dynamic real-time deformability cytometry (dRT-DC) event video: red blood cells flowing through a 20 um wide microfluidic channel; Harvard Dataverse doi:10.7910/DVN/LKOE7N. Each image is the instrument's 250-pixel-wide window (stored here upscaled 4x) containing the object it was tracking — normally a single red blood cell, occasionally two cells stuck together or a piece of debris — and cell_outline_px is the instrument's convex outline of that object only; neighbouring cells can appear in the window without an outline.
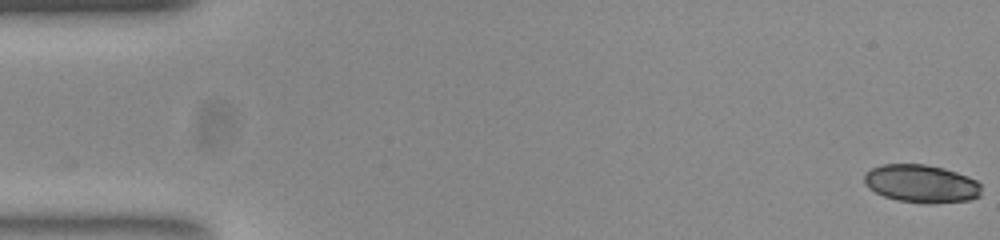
{"species": "common noctule bat (a hibernating species)", "species_latin": "Nyctalus noctula", "temperature_condition": "room temperature", "stored_images_in_passage": 41, "segment_of_instrument_passage": [1, 2], "camera_frame_rate_fps": 3000, "um_per_image_px": 0.085, "animal": {"sex": "female", "body_mass_g": 23.0, "forearm_length_mm": 53.4}, "frame": {"image": 1, "passage_image": 1, "time_ms": 0.0, "image_size_px": [1000, 240], "cell_outline_px": [[980, 196], [968, 200], [896, 200], [884, 196], [868, 188], [864, 184], [864, 176], [872, 168], [880, 164], [924, 164], [944, 168], [968, 176], [976, 180], [980, 184]], "centroid_in_image_um": [78.27, 15.55], "position_along_channel_um": 6.7, "area_um2": 24.91}}
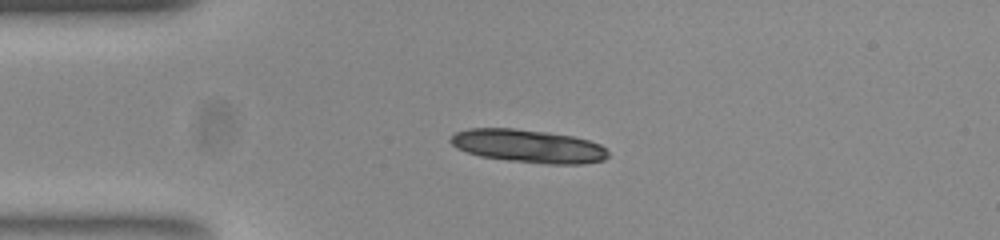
{"frame": {"image": 2, "passage_image": 13, "time_ms": 4.0, "image_size_px": [1000, 240], "cell_outline_px": [[608, 156], [604, 160], [580, 164], [548, 164], [508, 160], [480, 156], [456, 148], [448, 140], [456, 132], [468, 128], [512, 128], [548, 132], [572, 136], [588, 140], [600, 144], [608, 152]], "centroid_in_image_um": [44.89, 12.41], "position_along_channel_um": 40.1, "area_um2": 30.35}}